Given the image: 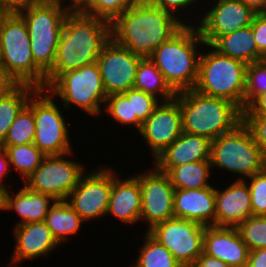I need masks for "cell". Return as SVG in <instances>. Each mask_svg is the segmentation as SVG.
I'll return each instance as SVG.
<instances>
[{"label":"cell","mask_w":266,"mask_h":267,"mask_svg":"<svg viewBox=\"0 0 266 267\" xmlns=\"http://www.w3.org/2000/svg\"><path fill=\"white\" fill-rule=\"evenodd\" d=\"M199 58L198 78L193 89L215 98L225 99L244 110L247 64L220 54L211 45Z\"/></svg>","instance_id":"8992f818"},{"label":"cell","mask_w":266,"mask_h":267,"mask_svg":"<svg viewBox=\"0 0 266 267\" xmlns=\"http://www.w3.org/2000/svg\"><path fill=\"white\" fill-rule=\"evenodd\" d=\"M12 233L15 247L8 265L11 267H18L19 262L50 254L60 245L44 221L14 226Z\"/></svg>","instance_id":"ac0fdd59"},{"label":"cell","mask_w":266,"mask_h":267,"mask_svg":"<svg viewBox=\"0 0 266 267\" xmlns=\"http://www.w3.org/2000/svg\"><path fill=\"white\" fill-rule=\"evenodd\" d=\"M160 102L139 131L148 143L153 158L170 146L183 132L179 102L175 98Z\"/></svg>","instance_id":"e0dca14e"},{"label":"cell","mask_w":266,"mask_h":267,"mask_svg":"<svg viewBox=\"0 0 266 267\" xmlns=\"http://www.w3.org/2000/svg\"><path fill=\"white\" fill-rule=\"evenodd\" d=\"M200 45L205 43L196 24L184 25L149 56L176 93L195 87L201 54L196 49Z\"/></svg>","instance_id":"277c9868"},{"label":"cell","mask_w":266,"mask_h":267,"mask_svg":"<svg viewBox=\"0 0 266 267\" xmlns=\"http://www.w3.org/2000/svg\"><path fill=\"white\" fill-rule=\"evenodd\" d=\"M258 53L266 58V13L256 14L251 23Z\"/></svg>","instance_id":"60d3db41"},{"label":"cell","mask_w":266,"mask_h":267,"mask_svg":"<svg viewBox=\"0 0 266 267\" xmlns=\"http://www.w3.org/2000/svg\"><path fill=\"white\" fill-rule=\"evenodd\" d=\"M0 71H2L1 59H0Z\"/></svg>","instance_id":"db71d44e"},{"label":"cell","mask_w":266,"mask_h":267,"mask_svg":"<svg viewBox=\"0 0 266 267\" xmlns=\"http://www.w3.org/2000/svg\"><path fill=\"white\" fill-rule=\"evenodd\" d=\"M68 13L57 2H36L19 13L28 27L34 62L45 73L54 65L57 45Z\"/></svg>","instance_id":"52a82bcc"},{"label":"cell","mask_w":266,"mask_h":267,"mask_svg":"<svg viewBox=\"0 0 266 267\" xmlns=\"http://www.w3.org/2000/svg\"><path fill=\"white\" fill-rule=\"evenodd\" d=\"M247 267H266V248L250 251Z\"/></svg>","instance_id":"f6af8a7d"},{"label":"cell","mask_w":266,"mask_h":267,"mask_svg":"<svg viewBox=\"0 0 266 267\" xmlns=\"http://www.w3.org/2000/svg\"><path fill=\"white\" fill-rule=\"evenodd\" d=\"M205 227L183 218H171L147 232L166 247L183 267H191L203 252Z\"/></svg>","instance_id":"7c38bea8"},{"label":"cell","mask_w":266,"mask_h":267,"mask_svg":"<svg viewBox=\"0 0 266 267\" xmlns=\"http://www.w3.org/2000/svg\"><path fill=\"white\" fill-rule=\"evenodd\" d=\"M128 100H131L132 117H137L144 123L160 104V98L137 89H129L123 93Z\"/></svg>","instance_id":"8d00e7d4"},{"label":"cell","mask_w":266,"mask_h":267,"mask_svg":"<svg viewBox=\"0 0 266 267\" xmlns=\"http://www.w3.org/2000/svg\"><path fill=\"white\" fill-rule=\"evenodd\" d=\"M55 201L53 197L34 192L26 186H22L13 196L9 189H6L4 192L3 211H15L19 214L18 216L21 219L15 226L43 222Z\"/></svg>","instance_id":"cb8c5ba5"},{"label":"cell","mask_w":266,"mask_h":267,"mask_svg":"<svg viewBox=\"0 0 266 267\" xmlns=\"http://www.w3.org/2000/svg\"><path fill=\"white\" fill-rule=\"evenodd\" d=\"M133 88L160 97L162 102L170 101L177 95L149 57L140 60Z\"/></svg>","instance_id":"83f0119b"},{"label":"cell","mask_w":266,"mask_h":267,"mask_svg":"<svg viewBox=\"0 0 266 267\" xmlns=\"http://www.w3.org/2000/svg\"><path fill=\"white\" fill-rule=\"evenodd\" d=\"M236 228L250 251L266 248V216L252 215Z\"/></svg>","instance_id":"836d02e7"},{"label":"cell","mask_w":266,"mask_h":267,"mask_svg":"<svg viewBox=\"0 0 266 267\" xmlns=\"http://www.w3.org/2000/svg\"><path fill=\"white\" fill-rule=\"evenodd\" d=\"M110 39L109 22L80 12H69L64 20L54 65L46 73L45 89L62 73L95 63Z\"/></svg>","instance_id":"6da1fadb"},{"label":"cell","mask_w":266,"mask_h":267,"mask_svg":"<svg viewBox=\"0 0 266 267\" xmlns=\"http://www.w3.org/2000/svg\"><path fill=\"white\" fill-rule=\"evenodd\" d=\"M111 38L133 54L149 57L184 24L169 12L140 0L111 24Z\"/></svg>","instance_id":"7a4b0ae2"},{"label":"cell","mask_w":266,"mask_h":267,"mask_svg":"<svg viewBox=\"0 0 266 267\" xmlns=\"http://www.w3.org/2000/svg\"><path fill=\"white\" fill-rule=\"evenodd\" d=\"M153 168L134 175L141 188L140 221L144 220L148 224L147 231L158 223L174 218L175 188L167 173L155 166Z\"/></svg>","instance_id":"5bb4252c"},{"label":"cell","mask_w":266,"mask_h":267,"mask_svg":"<svg viewBox=\"0 0 266 267\" xmlns=\"http://www.w3.org/2000/svg\"><path fill=\"white\" fill-rule=\"evenodd\" d=\"M139 1L140 0H89L79 12L105 20L111 24L117 17L134 7Z\"/></svg>","instance_id":"d6a6232c"},{"label":"cell","mask_w":266,"mask_h":267,"mask_svg":"<svg viewBox=\"0 0 266 267\" xmlns=\"http://www.w3.org/2000/svg\"><path fill=\"white\" fill-rule=\"evenodd\" d=\"M36 2H57L60 4V0H35Z\"/></svg>","instance_id":"f5cc1de1"},{"label":"cell","mask_w":266,"mask_h":267,"mask_svg":"<svg viewBox=\"0 0 266 267\" xmlns=\"http://www.w3.org/2000/svg\"><path fill=\"white\" fill-rule=\"evenodd\" d=\"M191 267H230L224 261L219 260L218 258L209 256L202 252L199 258Z\"/></svg>","instance_id":"ee69618b"},{"label":"cell","mask_w":266,"mask_h":267,"mask_svg":"<svg viewBox=\"0 0 266 267\" xmlns=\"http://www.w3.org/2000/svg\"><path fill=\"white\" fill-rule=\"evenodd\" d=\"M47 89L33 93L36 134L33 144L46 156L64 155L73 151L69 128L60 108Z\"/></svg>","instance_id":"30bf717a"},{"label":"cell","mask_w":266,"mask_h":267,"mask_svg":"<svg viewBox=\"0 0 266 267\" xmlns=\"http://www.w3.org/2000/svg\"><path fill=\"white\" fill-rule=\"evenodd\" d=\"M266 92V60L247 65L244 109L258 95Z\"/></svg>","instance_id":"d590c367"},{"label":"cell","mask_w":266,"mask_h":267,"mask_svg":"<svg viewBox=\"0 0 266 267\" xmlns=\"http://www.w3.org/2000/svg\"><path fill=\"white\" fill-rule=\"evenodd\" d=\"M243 123L251 131L256 144L266 158V116L243 115Z\"/></svg>","instance_id":"f35d334b"},{"label":"cell","mask_w":266,"mask_h":267,"mask_svg":"<svg viewBox=\"0 0 266 267\" xmlns=\"http://www.w3.org/2000/svg\"><path fill=\"white\" fill-rule=\"evenodd\" d=\"M247 182L249 186L252 215L266 216V167L257 174H254Z\"/></svg>","instance_id":"74e56055"},{"label":"cell","mask_w":266,"mask_h":267,"mask_svg":"<svg viewBox=\"0 0 266 267\" xmlns=\"http://www.w3.org/2000/svg\"><path fill=\"white\" fill-rule=\"evenodd\" d=\"M211 169V161L202 160L177 166L167 174L175 189H202L212 186L208 182Z\"/></svg>","instance_id":"f1b7e54d"},{"label":"cell","mask_w":266,"mask_h":267,"mask_svg":"<svg viewBox=\"0 0 266 267\" xmlns=\"http://www.w3.org/2000/svg\"><path fill=\"white\" fill-rule=\"evenodd\" d=\"M210 161L212 168L240 175L237 180L252 177L266 167V158L243 122L235 130L212 140Z\"/></svg>","instance_id":"ba28073f"},{"label":"cell","mask_w":266,"mask_h":267,"mask_svg":"<svg viewBox=\"0 0 266 267\" xmlns=\"http://www.w3.org/2000/svg\"><path fill=\"white\" fill-rule=\"evenodd\" d=\"M72 154L73 152L45 156L41 164L25 179L24 186L55 200H66L86 172L84 165L65 158Z\"/></svg>","instance_id":"8fae6325"},{"label":"cell","mask_w":266,"mask_h":267,"mask_svg":"<svg viewBox=\"0 0 266 267\" xmlns=\"http://www.w3.org/2000/svg\"><path fill=\"white\" fill-rule=\"evenodd\" d=\"M203 252L224 261L230 267H247L250 250L236 227L206 226Z\"/></svg>","instance_id":"d6986e66"},{"label":"cell","mask_w":266,"mask_h":267,"mask_svg":"<svg viewBox=\"0 0 266 267\" xmlns=\"http://www.w3.org/2000/svg\"><path fill=\"white\" fill-rule=\"evenodd\" d=\"M211 46L220 54L247 65L264 60L258 53L251 25L219 37Z\"/></svg>","instance_id":"d4e9b609"},{"label":"cell","mask_w":266,"mask_h":267,"mask_svg":"<svg viewBox=\"0 0 266 267\" xmlns=\"http://www.w3.org/2000/svg\"><path fill=\"white\" fill-rule=\"evenodd\" d=\"M8 13L4 10V8L2 7L1 3H0V22L2 21V19L7 15Z\"/></svg>","instance_id":"816d5d0a"},{"label":"cell","mask_w":266,"mask_h":267,"mask_svg":"<svg viewBox=\"0 0 266 267\" xmlns=\"http://www.w3.org/2000/svg\"><path fill=\"white\" fill-rule=\"evenodd\" d=\"M36 90L37 88L32 85L10 84L0 93V144L7 136L18 113Z\"/></svg>","instance_id":"484cf974"},{"label":"cell","mask_w":266,"mask_h":267,"mask_svg":"<svg viewBox=\"0 0 266 267\" xmlns=\"http://www.w3.org/2000/svg\"><path fill=\"white\" fill-rule=\"evenodd\" d=\"M47 90L62 100L65 109L74 104L93 117L101 115L108 96L97 62L62 73Z\"/></svg>","instance_id":"9c48e42d"},{"label":"cell","mask_w":266,"mask_h":267,"mask_svg":"<svg viewBox=\"0 0 266 267\" xmlns=\"http://www.w3.org/2000/svg\"><path fill=\"white\" fill-rule=\"evenodd\" d=\"M216 1L197 21L205 45H212L219 37L250 26L257 14L240 0Z\"/></svg>","instance_id":"2e32d148"},{"label":"cell","mask_w":266,"mask_h":267,"mask_svg":"<svg viewBox=\"0 0 266 267\" xmlns=\"http://www.w3.org/2000/svg\"><path fill=\"white\" fill-rule=\"evenodd\" d=\"M36 134V124L33 112V94L28 103L18 113L8 130L7 136L0 146L26 145L33 143Z\"/></svg>","instance_id":"f546056e"},{"label":"cell","mask_w":266,"mask_h":267,"mask_svg":"<svg viewBox=\"0 0 266 267\" xmlns=\"http://www.w3.org/2000/svg\"><path fill=\"white\" fill-rule=\"evenodd\" d=\"M243 115L266 116V92L255 97L243 110Z\"/></svg>","instance_id":"b9f144b4"},{"label":"cell","mask_w":266,"mask_h":267,"mask_svg":"<svg viewBox=\"0 0 266 267\" xmlns=\"http://www.w3.org/2000/svg\"><path fill=\"white\" fill-rule=\"evenodd\" d=\"M4 192L5 189L0 186V211H3V202H4Z\"/></svg>","instance_id":"f907efd6"},{"label":"cell","mask_w":266,"mask_h":267,"mask_svg":"<svg viewBox=\"0 0 266 267\" xmlns=\"http://www.w3.org/2000/svg\"><path fill=\"white\" fill-rule=\"evenodd\" d=\"M4 10L8 14H19L30 5L36 3L35 0H0Z\"/></svg>","instance_id":"7bdbcfd3"},{"label":"cell","mask_w":266,"mask_h":267,"mask_svg":"<svg viewBox=\"0 0 266 267\" xmlns=\"http://www.w3.org/2000/svg\"><path fill=\"white\" fill-rule=\"evenodd\" d=\"M9 85L10 83L3 76V71H0V93Z\"/></svg>","instance_id":"681fc988"},{"label":"cell","mask_w":266,"mask_h":267,"mask_svg":"<svg viewBox=\"0 0 266 267\" xmlns=\"http://www.w3.org/2000/svg\"><path fill=\"white\" fill-rule=\"evenodd\" d=\"M66 1L60 0V5H63L62 7L69 12H79L89 2V0H69L70 4L68 5Z\"/></svg>","instance_id":"7dc6e473"},{"label":"cell","mask_w":266,"mask_h":267,"mask_svg":"<svg viewBox=\"0 0 266 267\" xmlns=\"http://www.w3.org/2000/svg\"><path fill=\"white\" fill-rule=\"evenodd\" d=\"M44 222L59 244L66 242L68 236L76 235L84 223L66 200H56Z\"/></svg>","instance_id":"4316f807"},{"label":"cell","mask_w":266,"mask_h":267,"mask_svg":"<svg viewBox=\"0 0 266 267\" xmlns=\"http://www.w3.org/2000/svg\"><path fill=\"white\" fill-rule=\"evenodd\" d=\"M144 235V244L139 249L136 264L132 267H183L173 254L147 231Z\"/></svg>","instance_id":"1f68e13d"},{"label":"cell","mask_w":266,"mask_h":267,"mask_svg":"<svg viewBox=\"0 0 266 267\" xmlns=\"http://www.w3.org/2000/svg\"><path fill=\"white\" fill-rule=\"evenodd\" d=\"M104 112L122 125H133L138 131L141 130L143 123L137 117H132L131 100L123 93L107 96Z\"/></svg>","instance_id":"e575fe53"},{"label":"cell","mask_w":266,"mask_h":267,"mask_svg":"<svg viewBox=\"0 0 266 267\" xmlns=\"http://www.w3.org/2000/svg\"><path fill=\"white\" fill-rule=\"evenodd\" d=\"M115 172L112 168V190L106 215L112 214L123 223L135 224L140 221L141 214L139 180L135 176L123 180Z\"/></svg>","instance_id":"603a6c76"},{"label":"cell","mask_w":266,"mask_h":267,"mask_svg":"<svg viewBox=\"0 0 266 267\" xmlns=\"http://www.w3.org/2000/svg\"><path fill=\"white\" fill-rule=\"evenodd\" d=\"M211 140L207 137L182 132L181 135L153 161L161 172L168 173L172 168L189 162L210 160Z\"/></svg>","instance_id":"44dd1931"},{"label":"cell","mask_w":266,"mask_h":267,"mask_svg":"<svg viewBox=\"0 0 266 267\" xmlns=\"http://www.w3.org/2000/svg\"><path fill=\"white\" fill-rule=\"evenodd\" d=\"M1 147L7 153L10 168L16 169L24 181L34 172L46 156L33 143Z\"/></svg>","instance_id":"4dcf8cb0"},{"label":"cell","mask_w":266,"mask_h":267,"mask_svg":"<svg viewBox=\"0 0 266 267\" xmlns=\"http://www.w3.org/2000/svg\"><path fill=\"white\" fill-rule=\"evenodd\" d=\"M8 171H11L10 164L8 161V156L6 151L0 146V186L5 190L8 189L7 184L3 183L5 177L8 174Z\"/></svg>","instance_id":"bcb514c9"},{"label":"cell","mask_w":266,"mask_h":267,"mask_svg":"<svg viewBox=\"0 0 266 267\" xmlns=\"http://www.w3.org/2000/svg\"><path fill=\"white\" fill-rule=\"evenodd\" d=\"M215 188L175 189L174 217L215 226Z\"/></svg>","instance_id":"7402d4cb"},{"label":"cell","mask_w":266,"mask_h":267,"mask_svg":"<svg viewBox=\"0 0 266 267\" xmlns=\"http://www.w3.org/2000/svg\"><path fill=\"white\" fill-rule=\"evenodd\" d=\"M215 226L237 227L252 216L249 186L246 180H235L226 189L215 188Z\"/></svg>","instance_id":"ffe728a7"},{"label":"cell","mask_w":266,"mask_h":267,"mask_svg":"<svg viewBox=\"0 0 266 267\" xmlns=\"http://www.w3.org/2000/svg\"><path fill=\"white\" fill-rule=\"evenodd\" d=\"M175 99L182 113V131L211 141L235 130L243 122V111L234 103L198 92H178Z\"/></svg>","instance_id":"3957f363"},{"label":"cell","mask_w":266,"mask_h":267,"mask_svg":"<svg viewBox=\"0 0 266 267\" xmlns=\"http://www.w3.org/2000/svg\"><path fill=\"white\" fill-rule=\"evenodd\" d=\"M244 5L251 8L255 13H266V0H240Z\"/></svg>","instance_id":"c3c4849f"},{"label":"cell","mask_w":266,"mask_h":267,"mask_svg":"<svg viewBox=\"0 0 266 267\" xmlns=\"http://www.w3.org/2000/svg\"><path fill=\"white\" fill-rule=\"evenodd\" d=\"M112 190V167L83 174L66 201L83 222L106 216ZM98 217V218H97Z\"/></svg>","instance_id":"4fadbf2b"},{"label":"cell","mask_w":266,"mask_h":267,"mask_svg":"<svg viewBox=\"0 0 266 267\" xmlns=\"http://www.w3.org/2000/svg\"><path fill=\"white\" fill-rule=\"evenodd\" d=\"M0 59L10 84L45 89L46 73L34 62L28 27L19 14H7L0 22Z\"/></svg>","instance_id":"5b68a950"},{"label":"cell","mask_w":266,"mask_h":267,"mask_svg":"<svg viewBox=\"0 0 266 267\" xmlns=\"http://www.w3.org/2000/svg\"><path fill=\"white\" fill-rule=\"evenodd\" d=\"M150 5L158 7L164 11L169 12L171 15L176 16L184 25H187L188 22L184 21L175 13H180L181 9L186 10L189 7L194 6L193 4H197L199 0H146ZM197 1V2H196ZM196 2V3H195ZM179 10V11H178Z\"/></svg>","instance_id":"ab89813d"},{"label":"cell","mask_w":266,"mask_h":267,"mask_svg":"<svg viewBox=\"0 0 266 267\" xmlns=\"http://www.w3.org/2000/svg\"><path fill=\"white\" fill-rule=\"evenodd\" d=\"M142 58L112 38L104 45L96 62L108 96L125 93L133 88L136 70Z\"/></svg>","instance_id":"9a60e30c"}]
</instances>
